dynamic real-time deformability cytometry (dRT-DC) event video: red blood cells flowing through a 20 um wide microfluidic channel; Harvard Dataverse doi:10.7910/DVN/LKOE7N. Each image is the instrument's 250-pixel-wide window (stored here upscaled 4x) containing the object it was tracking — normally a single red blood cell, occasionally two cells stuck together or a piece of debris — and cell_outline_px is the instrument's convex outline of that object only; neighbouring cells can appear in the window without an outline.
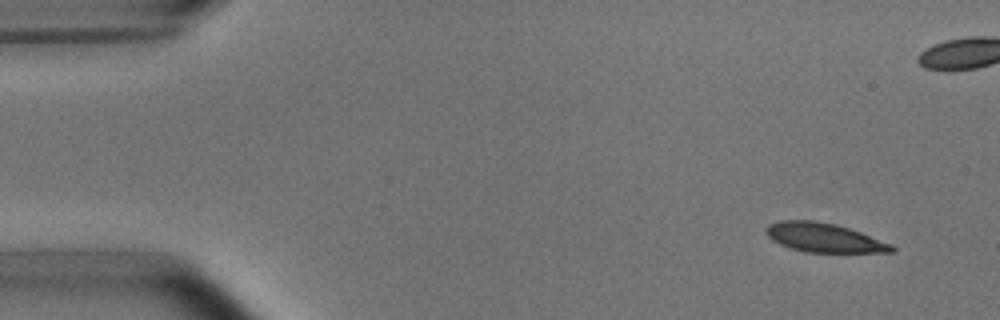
{"species": "common noctule bat (a hibernating species)", "species_latin": "Nyctalus noctula", "temperature_condition": "room temperature", "stored_images_in_passage": 5, "camera_frame_rate_fps": 3000, "um_per_image_px": 0.085, "animal": {"sex": "male", "body_mass_g": 15.6}, "frame": {"image": 1, "passage_image": 1, "time_ms": 0.0, "image_size_px": [1000, 320], "cell_outline_px": [[896, 248], [892, 252], [804, 252], [780, 244], [772, 240], [764, 232], [764, 228], [768, 224], [780, 220], [812, 220], [836, 224], [860, 232], [892, 244]], "centroid_in_image_um": [70.0, 20.19], "position_along_channel_um": 15.0, "area_um2": 21.27}}